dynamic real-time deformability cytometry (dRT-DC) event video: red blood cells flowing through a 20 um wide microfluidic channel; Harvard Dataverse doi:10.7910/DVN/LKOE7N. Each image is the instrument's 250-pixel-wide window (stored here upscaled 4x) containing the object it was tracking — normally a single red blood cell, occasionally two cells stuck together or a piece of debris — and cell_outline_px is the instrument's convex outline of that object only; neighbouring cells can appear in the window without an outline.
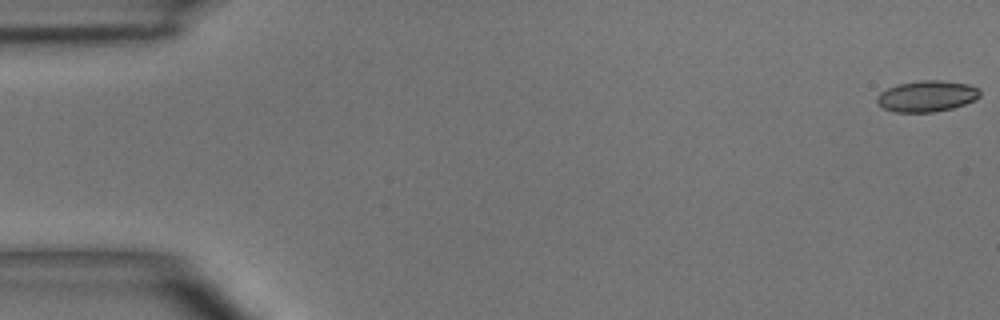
{"species": "common noctule bat (a hibernating species)", "species_latin": "Nyctalus noctula", "temperature_condition": "room temperature", "stored_images_in_passage": 4, "camera_frame_rate_fps": 3000, "um_per_image_px": 0.085, "animal": {"sex": "male", "body_mass_g": 15.6}, "frame": {"image": 1, "passage_image": 1, "time_ms": 0.0, "image_size_px": [1000, 320], "cell_outline_px": [[980, 96], [976, 100], [952, 108], [936, 112], [896, 112], [884, 108], [876, 100], [876, 96], [880, 92], [888, 88], [900, 84], [920, 80], [944, 80], [968, 84], [980, 88]], "centroid_in_image_um": [78.82, 8.17], "position_along_channel_um": 6.2, "area_um2": 18.73}}